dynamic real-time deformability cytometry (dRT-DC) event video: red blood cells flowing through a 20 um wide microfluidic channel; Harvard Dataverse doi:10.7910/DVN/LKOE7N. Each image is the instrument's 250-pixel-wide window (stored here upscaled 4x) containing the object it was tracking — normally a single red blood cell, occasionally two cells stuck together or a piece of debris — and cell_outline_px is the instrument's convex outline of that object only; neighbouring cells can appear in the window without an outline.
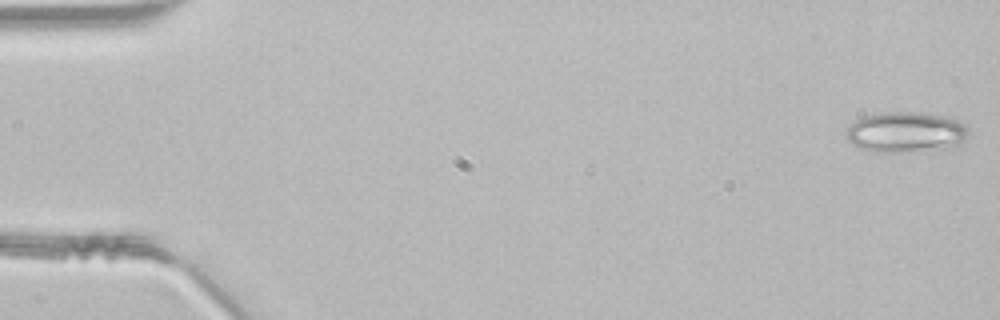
{"species": "common noctule bat (a hibernating species)", "species_latin": "Nyctalus noctula", "temperature_condition": "room temperature", "stored_images_in_passage": 12, "camera_frame_rate_fps": 3000, "um_per_image_px": 0.085, "animal": {"sex": "male", "body_mass_g": 21.5, "forearm_length_mm": 52.0}, "frame": {"image": 1, "passage_image": 1, "time_ms": 0.0, "image_size_px": [1000, 320], "cell_outline_px": [[968, 132], [964, 140], [956, 148], [896, 152], [876, 152], [860, 148], [852, 144], [848, 140], [848, 128], [856, 120], [864, 116], [880, 112], [920, 112], [940, 116], [956, 120], [964, 124], [968, 128]], "centroid_in_image_um": [77.02, 11.24], "position_along_channel_um": 8.0, "area_um2": 28.78}}